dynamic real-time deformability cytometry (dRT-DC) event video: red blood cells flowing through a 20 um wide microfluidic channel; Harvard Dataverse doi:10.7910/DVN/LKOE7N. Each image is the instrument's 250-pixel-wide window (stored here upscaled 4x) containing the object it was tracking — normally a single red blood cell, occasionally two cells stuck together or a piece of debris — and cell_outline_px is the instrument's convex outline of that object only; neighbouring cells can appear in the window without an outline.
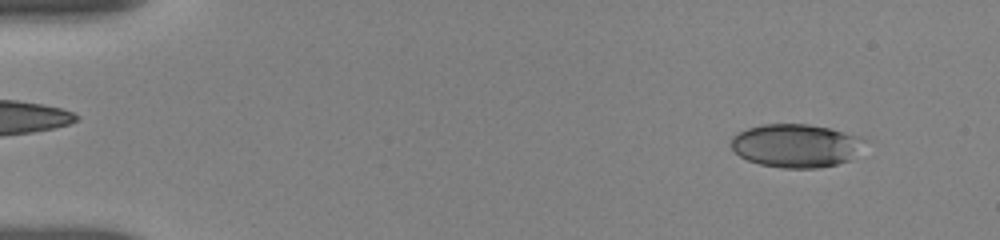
{"species": "human", "species_latin": "Homo sapiens", "temperature_condition": "room temperature", "stored_images_in_passage": 38, "camera_frame_rate_fps": 3000, "um_per_image_px": 0.085, "donor": {"sex": "female"}, "frame": {"image": 1, "passage_image": 5, "time_ms": 1.0, "image_size_px": [1000, 240], "cell_outline_px": [[868, 140], [848, 160], [836, 164], [820, 168], [784, 168], [760, 164], [748, 160], [740, 156], [732, 148], [732, 136], [748, 128], [764, 124], [808, 124], [828, 128], [860, 136]], "centroid_in_image_um": [67.66, 12.38], "position_along_channel_um": 17.3, "area_um2": 33.41}}
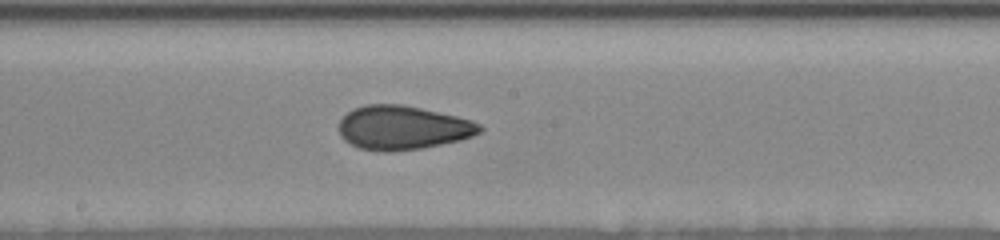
{"frame": {"image": 2, "passage_image": 20, "time_ms": 9.0, "image_size_px": [1000, 240], "cell_outline_px": [[484, 128], [480, 132], [472, 136], [460, 140], [420, 148], [388, 152], [380, 152], [360, 148], [344, 140], [340, 136], [340, 120], [348, 112], [356, 108], [368, 104], [400, 104], [420, 108], [456, 116], [472, 120], [480, 124]], "centroid_in_image_um": [34.24, 10.86], "position_along_channel_um": 214.0, "area_um2": 35.78}}
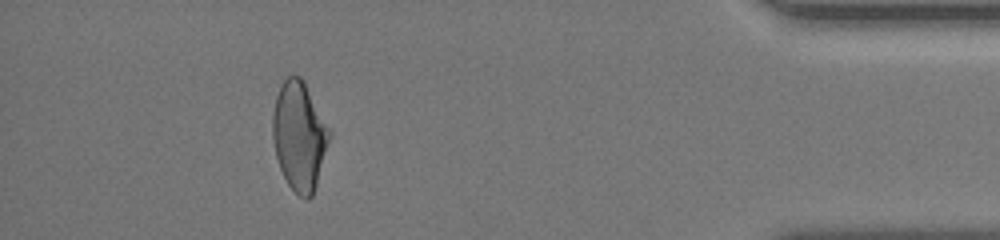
{"frame": {"image": 3, "passage_image": 35, "time_ms": 15.333, "image_size_px": [1000, 240], "cell_outline_px": [[332, 132], [316, 184], [312, 196], [308, 200], [300, 196], [288, 184], [280, 168], [276, 156], [272, 136], [272, 116], [276, 96], [284, 80], [288, 76], [300, 76], [304, 80]], "centroid_in_image_um": [25.44, 11.53], "position_along_channel_um": 409.8, "area_um2": 35.78}, "authors_computed_cell_mechanics": {"area_um2": 35.4025, "velocity_mm_per_s": 3.8363, "shape_relaxation_time_tau1_ms": 7.0997, "shape_relaxation_time_tau2_ms": 1.7494, "deformation_change_tau1": 0.1976, "deformation_change_tau2": 0.0728}}